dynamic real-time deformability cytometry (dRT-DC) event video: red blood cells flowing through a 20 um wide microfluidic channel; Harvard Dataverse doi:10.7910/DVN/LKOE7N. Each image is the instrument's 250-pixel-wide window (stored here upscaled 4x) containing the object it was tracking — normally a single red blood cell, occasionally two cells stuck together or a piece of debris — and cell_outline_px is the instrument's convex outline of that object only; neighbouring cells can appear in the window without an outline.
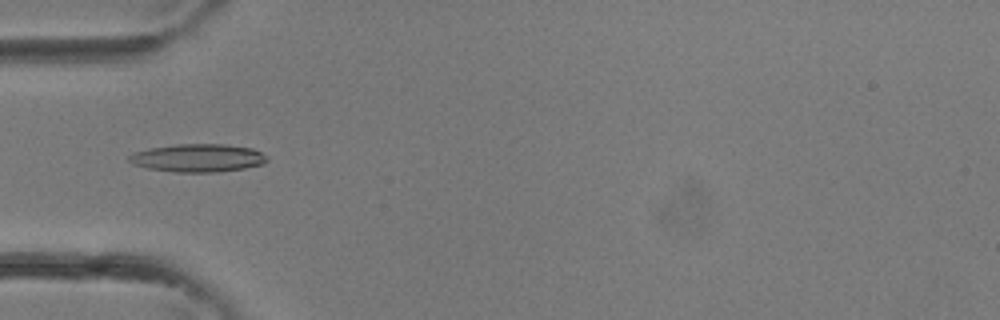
{"species": "common noctule bat (a hibernating species)", "species_latin": "Nyctalus noctula", "temperature_condition": "room temperature", "stored_images_in_passage": 33, "camera_frame_rate_fps": 3000, "um_per_image_px": 0.085, "animal": {"sex": "female"}, "frame": {"image": 1, "passage_image": 11, "time_ms": 3.333, "image_size_px": [1000, 320], "cell_outline_px": [[268, 160], [264, 164], [244, 168], [216, 172], [176, 172], [148, 168], [132, 164], [128, 160], [128, 156], [132, 152], [148, 148], [176, 144], [224, 144], [252, 148], [268, 156]], "centroid_in_image_um": [16.8, 13.42], "position_along_channel_um": 68.2, "area_um2": 22.66}}
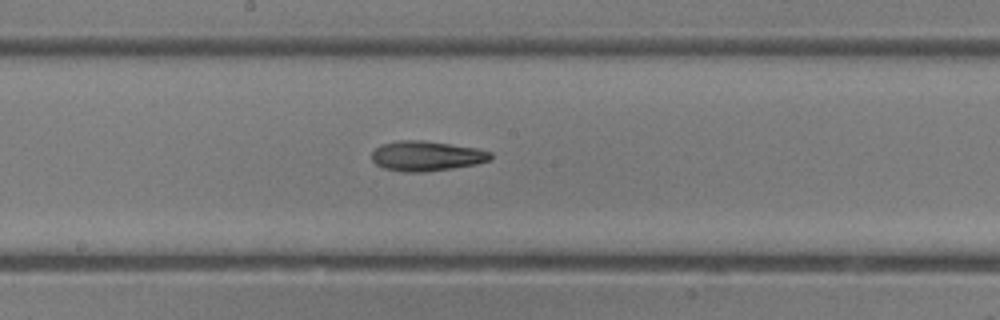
{"frame": {"image": 2, "passage_image": 18, "time_ms": 5.667, "image_size_px": [1000, 320], "cell_outline_px": [[492, 156], [488, 160], [476, 164], [452, 168], [424, 172], [404, 172], [384, 168], [376, 164], [372, 160], [372, 152], [380, 144], [396, 140], [424, 140], [476, 148], [492, 152]], "centroid_in_image_um": [36.22, 13.25], "position_along_channel_um": 212.0, "area_um2": 20.75}}
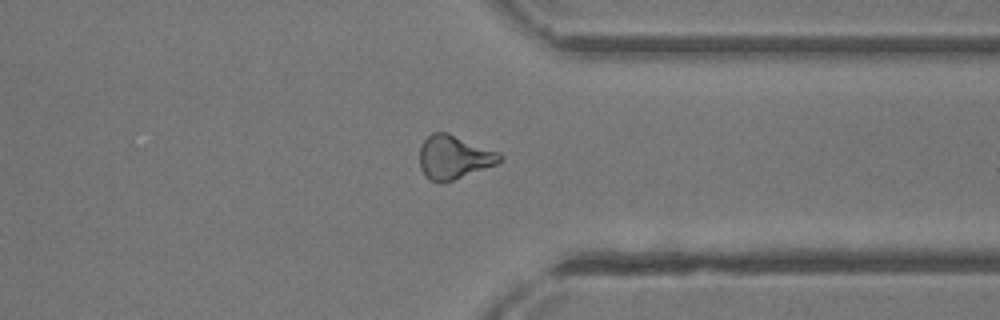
{"frame": {"image": 3, "passage_image": 26, "time_ms": 8.333, "image_size_px": [1000, 320], "cell_outline_px": [[504, 160], [496, 164], [444, 184], [428, 180], [424, 176], [420, 168], [420, 144], [432, 132], [448, 132], [500, 152], [504, 156]], "centroid_in_image_um": [38.59, 13.37], "position_along_channel_um": 372.8, "area_um2": 20.87}}